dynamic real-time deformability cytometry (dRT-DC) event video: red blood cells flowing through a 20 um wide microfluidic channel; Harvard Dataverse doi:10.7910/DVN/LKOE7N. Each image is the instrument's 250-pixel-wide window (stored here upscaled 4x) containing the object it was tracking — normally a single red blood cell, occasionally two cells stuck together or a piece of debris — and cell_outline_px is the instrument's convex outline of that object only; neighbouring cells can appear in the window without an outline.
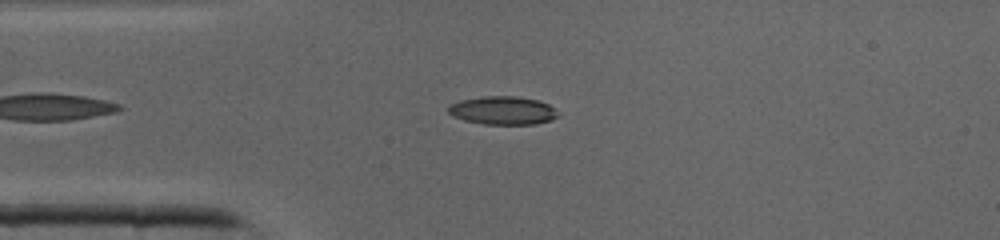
{"species": "common noctule bat (a hibernating species)", "species_latin": "Nyctalus noctula", "temperature_condition": "cold", "stored_images_in_passage": 33, "camera_frame_rate_fps": 3000, "um_per_image_px": 0.085, "animal": {"sex": "male", "body_mass_g": 19.0, "forearm_length_mm": 50.8}, "frame": {"image": 1, "passage_image": 4, "time_ms": 1.0, "image_size_px": [1000, 240], "cell_outline_px": [[560, 116], [552, 120], [536, 124], [484, 124], [464, 120], [452, 116], [448, 112], [448, 108], [452, 104], [460, 100], [484, 96], [512, 96], [536, 100], [548, 104], [556, 108]], "centroid_in_image_um": [42.77, 9.4], "position_along_channel_um": 42.2, "area_um2": 18.09}}
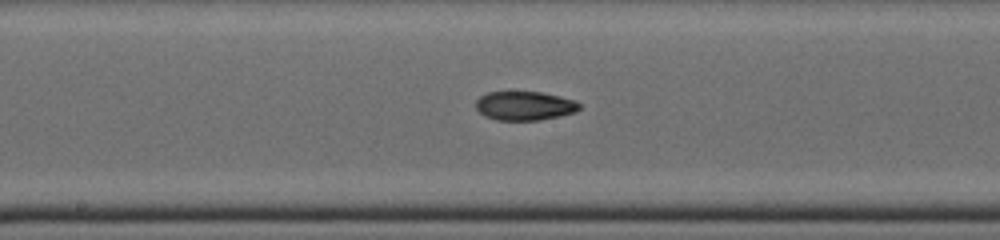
{"frame": {"image": 2, "passage_image": 15, "time_ms": 4.667, "image_size_px": [1000, 240], "cell_outline_px": [[580, 108], [576, 112], [536, 120], [496, 120], [484, 116], [476, 108], [476, 100], [480, 96], [488, 92], [540, 92], [560, 96], [576, 100], [580, 104]], "centroid_in_image_um": [44.58, 8.98], "position_along_channel_um": 203.6, "area_um2": 17.4}}
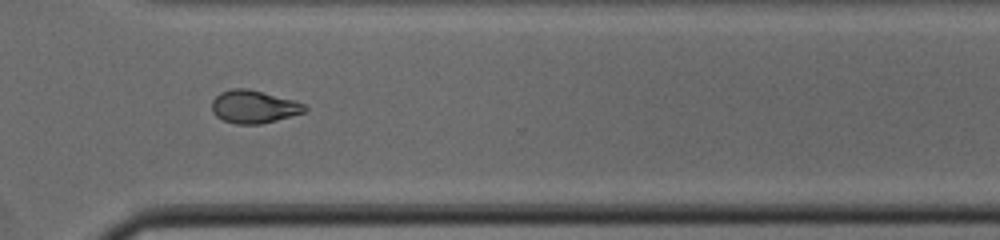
{"frame": {"image": 3, "passage_image": 24, "time_ms": 7.667, "image_size_px": [1000, 240], "cell_outline_px": [[308, 108], [304, 112], [276, 120], [260, 124], [236, 124], [224, 120], [216, 116], [212, 112], [212, 100], [220, 92], [232, 88], [248, 88], [296, 100], [304, 104]], "centroid_in_image_um": [21.57, 9.06], "position_along_channel_um": 349.0, "area_um2": 17.86}}